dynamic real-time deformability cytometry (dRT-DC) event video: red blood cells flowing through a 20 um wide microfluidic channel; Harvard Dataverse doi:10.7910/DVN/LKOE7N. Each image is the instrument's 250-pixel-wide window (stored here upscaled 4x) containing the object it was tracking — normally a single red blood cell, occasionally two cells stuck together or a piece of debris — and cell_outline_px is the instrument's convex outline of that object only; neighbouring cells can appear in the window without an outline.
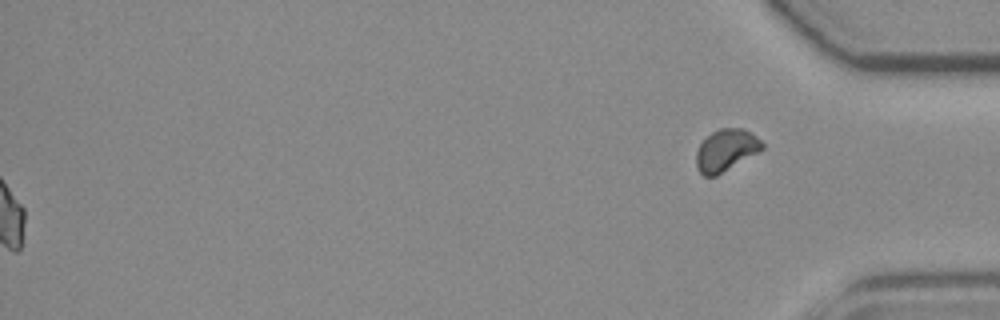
{"species": "common noctule bat (a hibernating species)", "species_latin": "Nyctalus noctula", "temperature_condition": "room temperature", "stored_images_in_passage": 49, "segment_of_instrument_passage": [2, 2], "camera_frame_rate_fps": 3000, "um_per_image_px": 0.085, "animal": {"sex": "female", "body_mass_g": 19.3, "forearm_length_mm": 54.1}, "frame": {"image": 1, "passage_image": 49, "time_ms": 16.0, "image_size_px": [1000, 320], "cell_outline_px": [[764, 148], [716, 176], [704, 176], [696, 168], [696, 152], [700, 144], [712, 132], [720, 128], [740, 128], [756, 136], [764, 144]], "centroid_in_image_um": [61.68, 12.77], "position_along_channel_um": 373.5, "area_um2": 15.78}}